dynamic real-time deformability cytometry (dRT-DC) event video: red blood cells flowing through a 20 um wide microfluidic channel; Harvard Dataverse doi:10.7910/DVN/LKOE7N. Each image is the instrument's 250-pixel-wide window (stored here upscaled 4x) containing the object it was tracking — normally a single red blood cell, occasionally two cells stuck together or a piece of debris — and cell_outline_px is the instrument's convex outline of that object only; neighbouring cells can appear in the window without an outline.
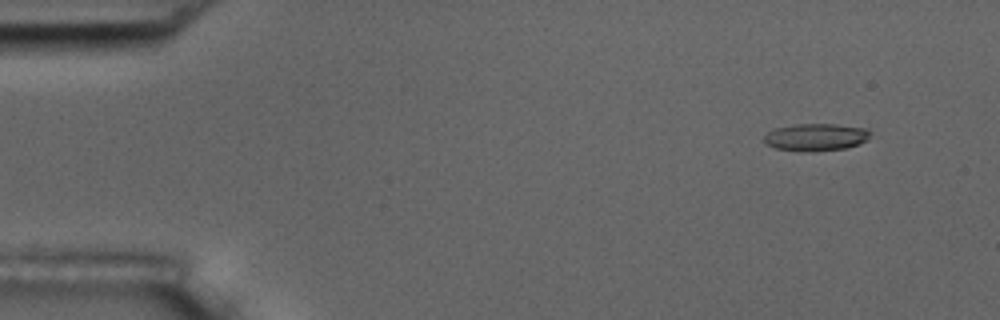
{"species": "common noctule bat (a hibernating species)", "species_latin": "Nyctalus noctula", "temperature_condition": "room temperature", "stored_images_in_passage": 3, "camera_frame_rate_fps": 3000, "um_per_image_px": 0.085, "animal": {"sex": "male", "body_mass_g": 17.5, "forearm_length_mm": 52.3}, "frame": {"image": 1, "passage_image": 1, "time_ms": 0.0, "image_size_px": [1000, 320], "cell_outline_px": [[872, 132], [868, 140], [860, 144], [844, 148], [812, 152], [800, 152], [776, 148], [768, 144], [764, 140], [764, 136], [768, 132], [776, 128], [796, 124], [836, 124], [868, 128]], "centroid_in_image_um": [69.41, 11.66], "position_along_channel_um": 15.6, "area_um2": 17.11}}